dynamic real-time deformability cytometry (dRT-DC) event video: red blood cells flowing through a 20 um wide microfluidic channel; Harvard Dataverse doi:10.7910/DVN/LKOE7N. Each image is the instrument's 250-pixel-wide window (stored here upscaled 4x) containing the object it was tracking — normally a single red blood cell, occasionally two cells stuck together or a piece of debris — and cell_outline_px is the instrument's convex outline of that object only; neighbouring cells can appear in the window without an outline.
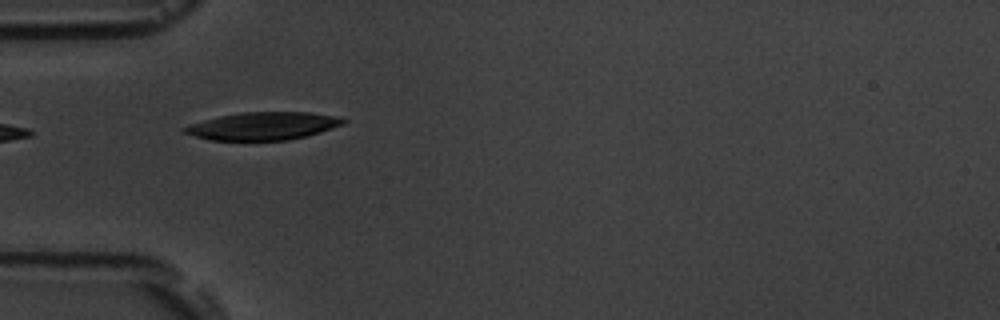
{"species": "common noctule bat (a hibernating species)", "species_latin": "Nyctalus noctula", "temperature_condition": "room temperature", "stored_images_in_passage": 4, "camera_frame_rate_fps": 3000, "um_per_image_px": 0.085, "animal": {"sex": "male", "body_mass_g": 19.5, "forearm_length_mm": 54.6}, "frame": {"image": 1, "passage_image": 4, "time_ms": 3.333, "image_size_px": [1000, 320], "cell_outline_px": [[348, 120], [344, 124], [320, 132], [288, 140], [208, 140], [184, 132], [180, 128], [204, 120], [220, 116], [240, 112], [312, 112], [336, 116]], "centroid_in_image_um": [22.38, 10.7], "position_along_channel_um": 62.6, "area_um2": 25.55}}